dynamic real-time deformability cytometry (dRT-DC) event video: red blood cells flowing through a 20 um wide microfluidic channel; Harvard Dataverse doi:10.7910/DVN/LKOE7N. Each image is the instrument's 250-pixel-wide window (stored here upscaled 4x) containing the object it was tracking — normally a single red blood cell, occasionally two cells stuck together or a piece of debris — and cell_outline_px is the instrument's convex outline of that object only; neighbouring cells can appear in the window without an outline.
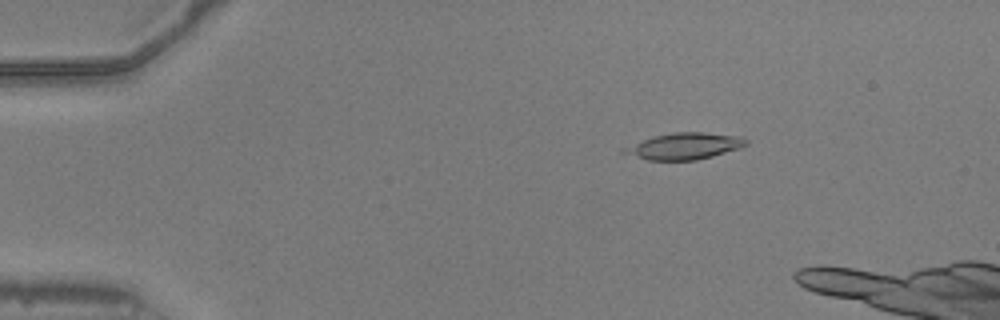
{"species": "common noctule bat (a hibernating species)", "species_latin": "Nyctalus noctula", "temperature_condition": "warm", "stored_images_in_passage": 9, "camera_frame_rate_fps": 3000, "um_per_image_px": 0.085, "animal": {"sex": "male", "body_mass_g": 20.5, "forearm_length_mm": 52.5}, "frame": {"image": 1, "passage_image": 1, "time_ms": 0.0, "image_size_px": [1000, 320], "cell_outline_px": [[748, 144], [740, 148], [712, 156], [696, 160], [648, 160], [620, 152], [620, 148], [652, 136], [672, 132], [704, 132], [744, 136], [748, 140]], "centroid_in_image_um": [58.17, 12.41], "position_along_channel_um": 26.8, "area_um2": 19.07}}
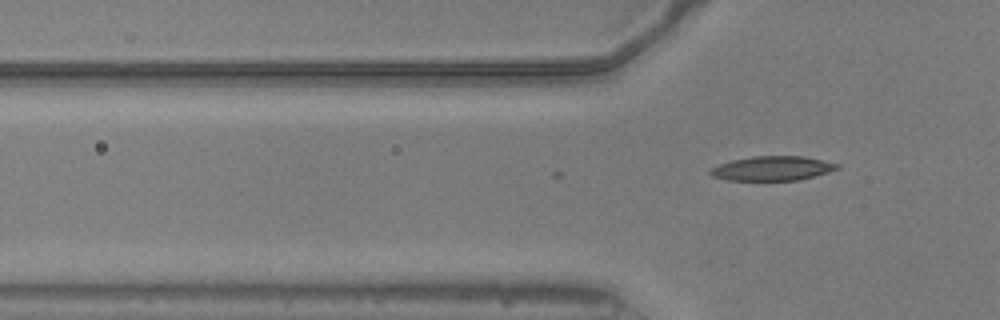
{"frame": {"image": 2, "passage_image": 9, "time_ms": 2.667, "image_size_px": [1000, 320], "cell_outline_px": [[840, 168], [828, 172], [796, 180], [728, 180], [712, 176], [708, 172], [712, 168], [720, 164], [732, 160], [752, 156], [804, 156], [840, 164]], "centroid_in_image_um": [65.65, 14.3], "position_along_channel_um": 60.1, "area_um2": 17.86}}